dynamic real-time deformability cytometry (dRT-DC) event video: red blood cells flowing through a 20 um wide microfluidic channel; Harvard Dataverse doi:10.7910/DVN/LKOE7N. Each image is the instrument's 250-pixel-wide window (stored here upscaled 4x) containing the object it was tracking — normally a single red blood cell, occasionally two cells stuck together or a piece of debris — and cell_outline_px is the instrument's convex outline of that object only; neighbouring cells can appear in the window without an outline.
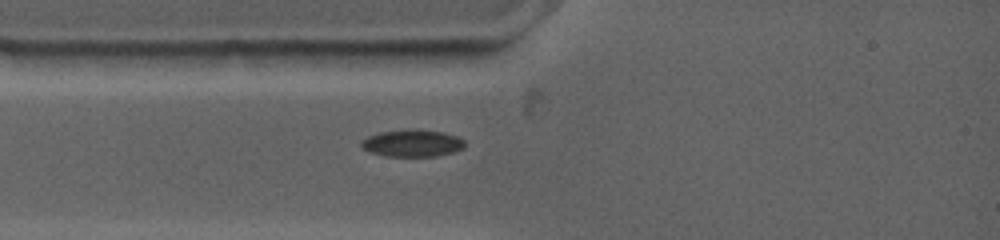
{"species": "common noctule bat (a hibernating species)", "species_latin": "Nyctalus noctula", "temperature_condition": "warm", "stored_images_in_passage": 1, "camera_frame_rate_fps": 4500, "um_per_image_px": 0.085, "animal": {"sex": "female", "body_mass_g": 19.0, "forearm_length_mm": 53.3}, "frame": {"image": 1, "passage_image": 1, "time_ms": 0.0, "image_size_px": [1000, 240], "cell_outline_px": [[464, 148], [452, 152], [436, 156], [384, 156], [368, 152], [360, 148], [360, 140], [368, 136], [380, 132], [444, 132], [456, 136], [464, 140]], "centroid_in_image_um": [34.98, 12.22], "position_along_channel_um": 50.0, "area_um2": 15.66}}